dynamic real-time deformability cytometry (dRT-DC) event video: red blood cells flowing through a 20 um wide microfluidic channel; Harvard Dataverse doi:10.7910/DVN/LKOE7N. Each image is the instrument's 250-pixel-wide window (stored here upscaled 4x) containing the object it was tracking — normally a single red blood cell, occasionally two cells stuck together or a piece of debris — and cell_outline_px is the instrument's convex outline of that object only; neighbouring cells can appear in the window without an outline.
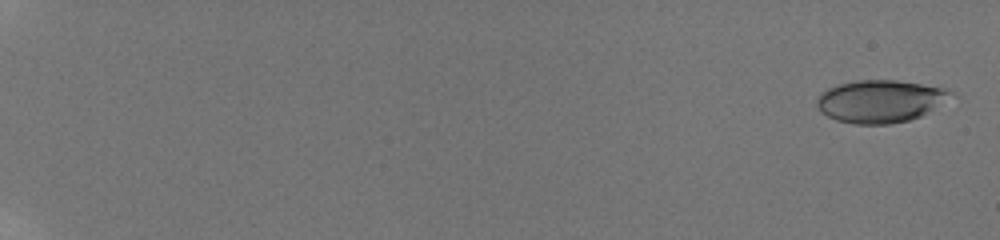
{"species": "human", "species_latin": "Homo sapiens", "temperature_condition": "room temperature", "stored_images_in_passage": 58, "camera_frame_rate_fps": 3000, "um_per_image_px": 0.085, "donor": {"sex": "male"}, "frame": {"image": 1, "passage_image": 2, "time_ms": 0.333, "image_size_px": [1000, 240], "cell_outline_px": [[952, 92], [932, 108], [920, 116], [908, 120], [888, 124], [856, 124], [836, 120], [820, 112], [816, 104], [816, 96], [820, 92], [836, 84], [856, 80], [896, 80], [944, 88]], "centroid_in_image_um": [74.67, 8.59], "position_along_channel_um": 10.3, "area_um2": 32.66}}
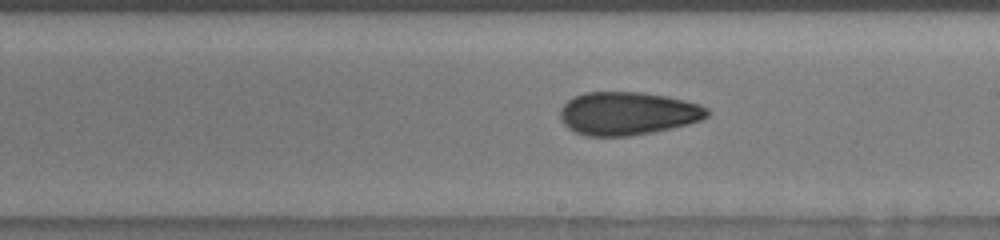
{"frame": {"image": 2, "passage_image": 38, "time_ms": 12.333, "image_size_px": [1000, 240], "cell_outline_px": [[708, 116], [700, 120], [688, 124], [672, 128], [652, 132], [628, 136], [588, 136], [576, 132], [568, 128], [560, 120], [560, 108], [568, 100], [584, 92], [640, 92], [668, 96], [700, 104], [708, 108]], "centroid_in_image_um": [53.35, 9.64], "position_along_channel_um": 235.7, "area_um2": 36.99}}
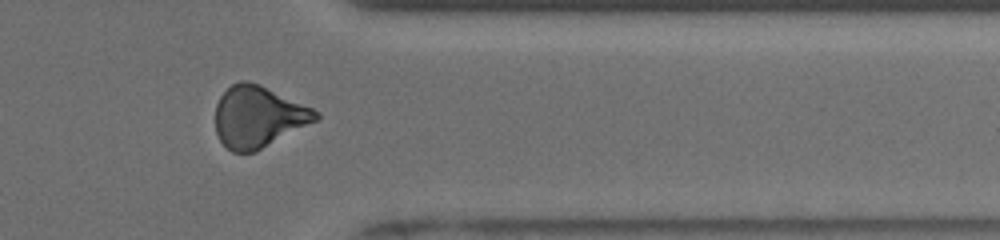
{"frame": {"image": 3, "passage_image": 50, "time_ms": 16.333, "image_size_px": [1000, 240], "cell_outline_px": [[320, 120], [256, 152], [232, 152], [220, 140], [216, 132], [216, 104], [220, 96], [232, 84], [240, 80], [244, 80], [260, 84], [312, 108], [320, 112]], "centroid_in_image_um": [21.99, 9.94], "position_along_channel_um": 389.4, "area_um2": 36.18}, "authors_computed_cell_mechanics": {"area_um2": 35.0268, "velocity_mm_per_s": 3.9065, "shape_relaxation_time_tau1_ms": 8.3078, "shape_relaxation_time_tau2_ms": 3.1062, "deformation_change_tau1": 0.1947, "deformation_change_tau2": 0.1017}}